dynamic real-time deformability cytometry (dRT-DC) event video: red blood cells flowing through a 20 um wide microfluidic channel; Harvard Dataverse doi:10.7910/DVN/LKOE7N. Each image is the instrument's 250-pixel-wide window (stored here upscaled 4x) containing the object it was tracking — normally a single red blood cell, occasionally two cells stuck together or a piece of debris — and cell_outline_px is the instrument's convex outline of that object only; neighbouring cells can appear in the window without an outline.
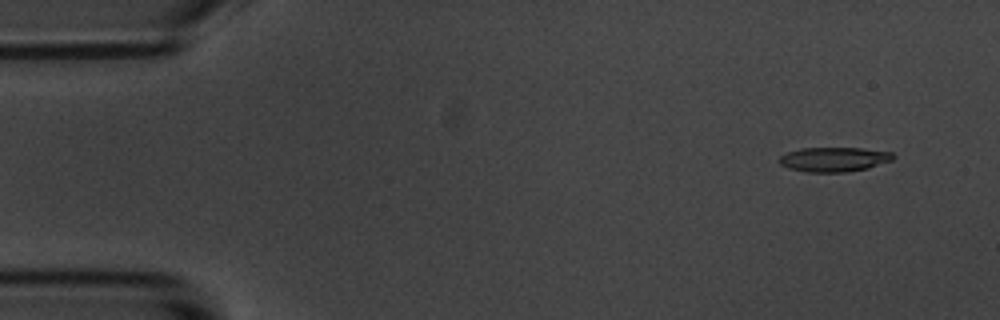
{"species": "common noctule bat (a hibernating species)", "species_latin": "Nyctalus noctula", "temperature_condition": "room temperature", "stored_images_in_passage": 8, "camera_frame_rate_fps": 3000, "um_per_image_px": 0.085, "animal": {"sex": "male", "body_mass_g": 20.1, "forearm_length_mm": 53.5}, "frame": {"image": 1, "passage_image": 2, "time_ms": 1.0, "image_size_px": [1000, 320], "cell_outline_px": [[896, 156], [892, 160], [868, 168], [844, 172], [804, 172], [788, 168], [780, 164], [780, 156], [788, 152], [800, 148], [860, 148], [892, 152]], "centroid_in_image_um": [70.89, 13.55], "position_along_channel_um": 14.1, "area_um2": 16.24}}
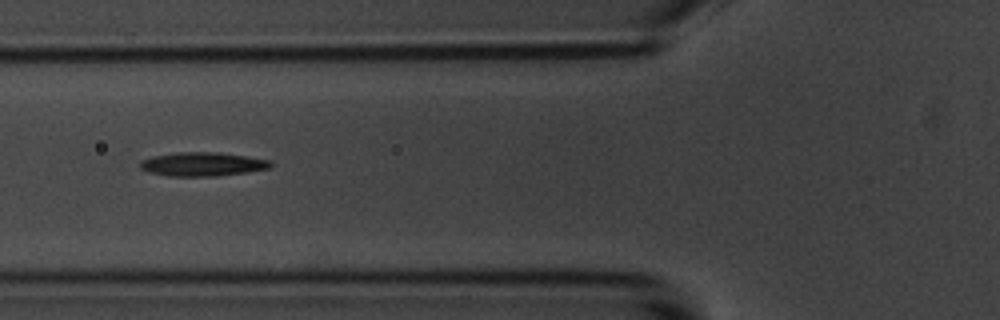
{"frame": {"image": 2, "passage_image": 7, "time_ms": 6.667, "image_size_px": [1000, 320], "cell_outline_px": [[276, 164], [272, 168], [248, 172], [216, 176], [168, 176], [152, 172], [140, 168], [140, 160], [152, 156], [180, 152], [220, 152], [248, 156], [272, 160]], "centroid_in_image_um": [17.31, 13.95], "position_along_channel_um": 108.5, "area_um2": 18.38}}
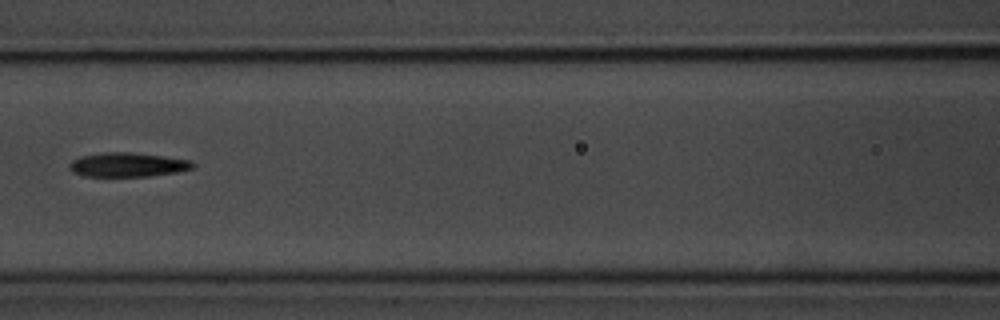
{"frame": {"image": 3, "passage_image": 8, "time_ms": 8.0, "image_size_px": [1000, 320], "cell_outline_px": [[196, 164], [192, 168], [176, 172], [148, 176], [84, 176], [72, 172], [68, 164], [72, 160], [80, 156], [104, 152], [128, 152], [192, 160]], "centroid_in_image_um": [10.82, 14.0], "position_along_channel_um": 155.8, "area_um2": 17.28}}